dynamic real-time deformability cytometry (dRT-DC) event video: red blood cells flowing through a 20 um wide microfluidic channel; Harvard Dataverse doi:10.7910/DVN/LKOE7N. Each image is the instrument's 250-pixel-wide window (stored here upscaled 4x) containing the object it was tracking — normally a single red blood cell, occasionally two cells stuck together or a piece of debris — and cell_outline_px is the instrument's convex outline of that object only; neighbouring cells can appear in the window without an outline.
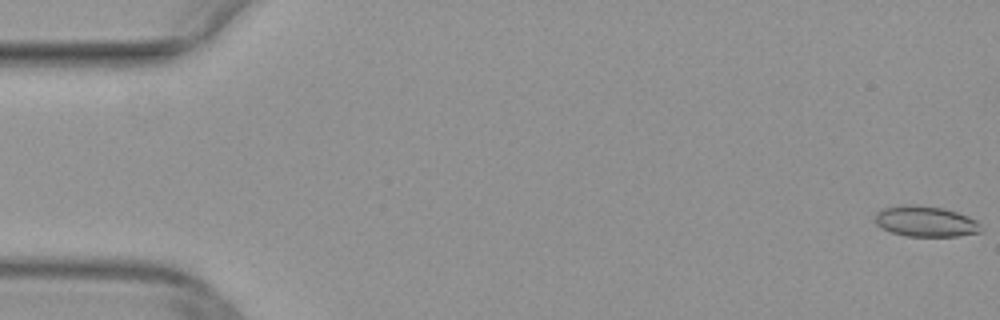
{"species": "common noctule bat (a hibernating species)", "species_latin": "Nyctalus noctula", "temperature_condition": "warm", "stored_images_in_passage": 51, "camera_frame_rate_fps": 3000, "um_per_image_px": 0.085, "animal": {"sex": "female", "body_mass_g": 29.2, "forearm_length_mm": 56.3}, "frame": {"image": 1, "passage_image": 1, "time_ms": 0.0, "image_size_px": [1000, 320], "cell_outline_px": [[984, 232], [956, 236], [904, 236], [892, 232], [876, 224], [876, 212], [884, 208], [900, 204], [916, 204], [944, 208], [968, 216], [976, 220], [980, 224]], "centroid_in_image_um": [78.7, 18.81], "position_along_channel_um": 6.3, "area_um2": 19.07}}
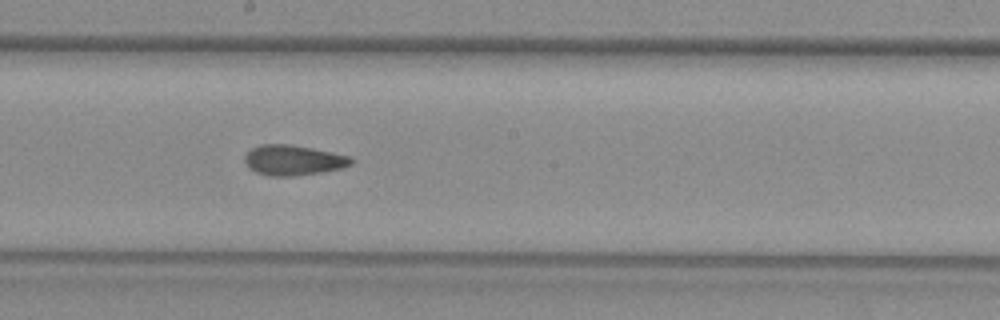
{"frame": {"image": 2, "passage_image": 28, "time_ms": 9.0, "image_size_px": [1000, 320], "cell_outline_px": [[352, 164], [344, 168], [320, 172], [292, 176], [268, 176], [256, 172], [248, 168], [244, 160], [244, 156], [252, 148], [260, 144], [288, 144], [312, 148], [348, 156], [352, 160]], "centroid_in_image_um": [24.89, 13.62], "position_along_channel_um": 223.3, "area_um2": 18.67}}
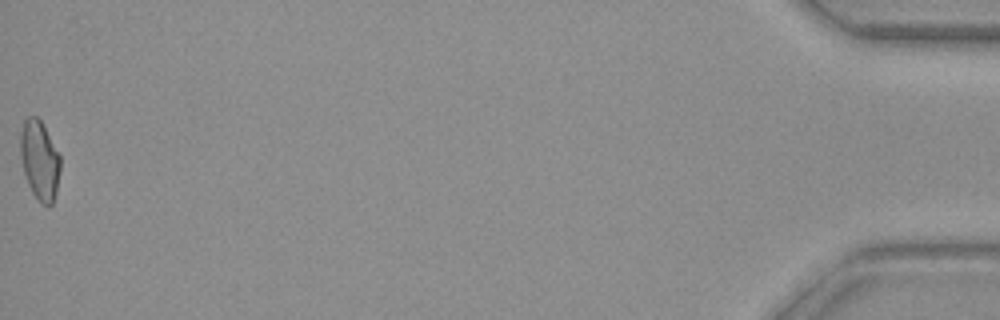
{"frame": {"image": 3, "passage_image": 51, "time_ms": 16.667, "image_size_px": [1000, 320], "cell_outline_px": [[60, 168], [56, 192], [52, 204], [48, 208], [40, 204], [36, 200], [28, 184], [24, 172], [20, 156], [20, 132], [24, 120], [28, 116], [36, 116], [40, 120], [60, 156]], "centroid_in_image_um": [3.35, 13.66], "position_along_channel_um": 431.8, "area_um2": 18.5}}